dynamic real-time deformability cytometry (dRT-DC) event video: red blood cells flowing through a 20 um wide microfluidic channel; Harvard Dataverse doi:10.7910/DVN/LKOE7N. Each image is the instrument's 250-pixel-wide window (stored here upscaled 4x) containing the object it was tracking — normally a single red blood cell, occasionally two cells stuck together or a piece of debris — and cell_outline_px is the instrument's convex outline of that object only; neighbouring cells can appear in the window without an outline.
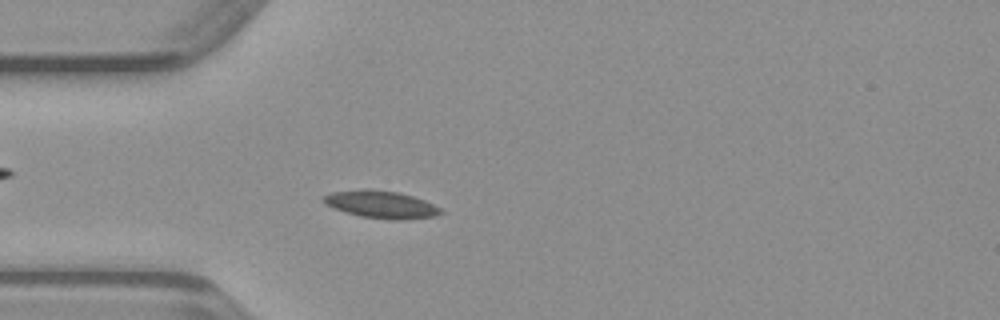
{"species": "common noctule bat (a hibernating species)", "species_latin": "Nyctalus noctula", "temperature_condition": "warm", "stored_images_in_passage": 41, "camera_frame_rate_fps": 3000, "um_per_image_px": 0.085, "animal": {"sex": "male", "body_mass_g": 23.1, "forearm_length_mm": 52.7}, "frame": {"image": 1, "passage_image": 13, "time_ms": 4.0, "image_size_px": [1000, 320], "cell_outline_px": [[444, 212], [432, 216], [404, 220], [392, 220], [360, 216], [324, 204], [320, 200], [324, 196], [332, 192], [368, 188], [396, 192], [412, 196], [424, 200], [440, 208]], "centroid_in_image_um": [32.37, 17.37], "position_along_channel_um": 52.6, "area_um2": 18.55}}
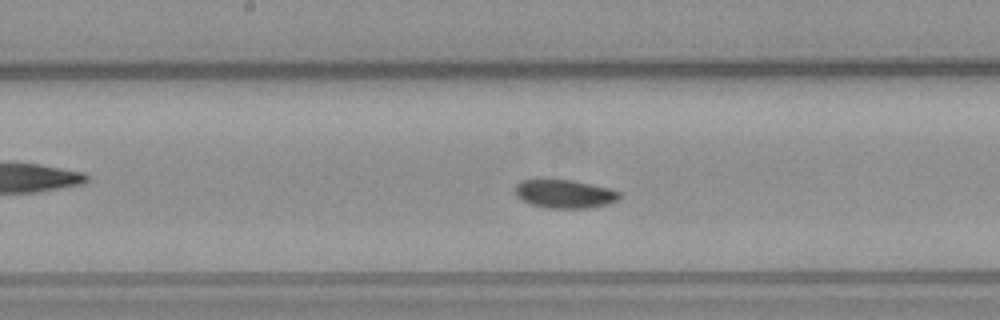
{"frame": {"image": 2, "passage_image": 24, "time_ms": 7.667, "image_size_px": [1000, 320], "cell_outline_px": [[620, 200], [608, 204], [588, 208], [544, 208], [520, 200], [516, 196], [516, 184], [520, 180], [572, 180], [608, 188], [620, 192]], "centroid_in_image_um": [47.99, 16.49], "position_along_channel_um": 200.2, "area_um2": 17.28}}
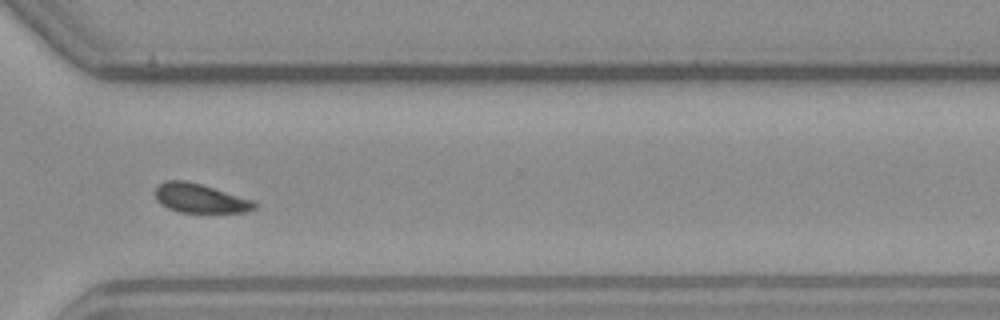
{"frame": {"image": 3, "passage_image": 35, "time_ms": 11.333, "image_size_px": [1000, 320], "cell_outline_px": [[256, 208], [248, 212], [180, 212], [168, 208], [160, 204], [156, 196], [156, 188], [164, 180], [184, 180], [200, 184], [252, 200], [256, 204]], "centroid_in_image_um": [16.99, 16.86], "position_along_channel_um": 353.6, "area_um2": 16.53}}